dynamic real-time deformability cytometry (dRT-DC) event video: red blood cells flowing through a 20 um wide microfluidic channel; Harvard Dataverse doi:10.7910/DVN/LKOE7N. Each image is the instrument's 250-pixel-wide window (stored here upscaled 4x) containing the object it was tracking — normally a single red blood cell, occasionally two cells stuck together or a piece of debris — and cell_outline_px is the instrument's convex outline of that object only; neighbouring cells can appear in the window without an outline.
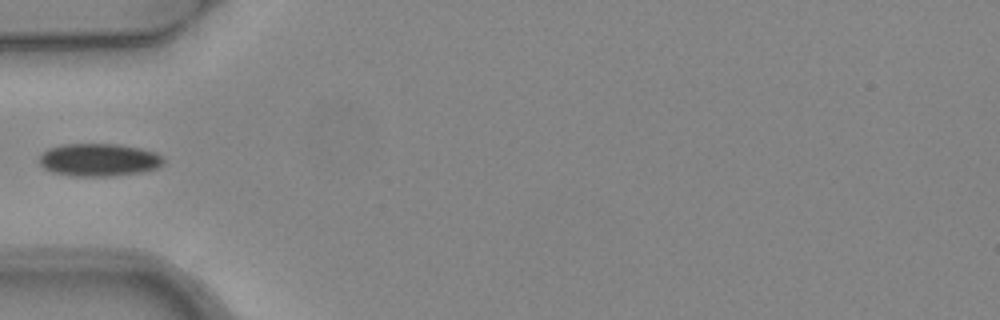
{"species": "common noctule bat (a hibernating species)", "species_latin": "Nyctalus noctula", "temperature_condition": "warm", "stored_images_in_passage": 5, "camera_frame_rate_fps": 3000, "um_per_image_px": 0.085, "animal": {"sex": "female", "body_mass_g": 24.6, "forearm_length_mm": 56.2}, "frame": {"image": 1, "passage_image": 4, "time_ms": 1.0, "image_size_px": [1000, 320], "cell_outline_px": [[164, 164], [156, 168], [144, 172], [112, 176], [68, 176], [52, 172], [44, 168], [40, 164], [40, 156], [48, 148], [60, 144], [120, 144], [140, 148], [156, 152], [164, 156]], "centroid_in_image_um": [8.44, 13.59], "position_along_channel_um": 76.6, "area_um2": 24.04}}
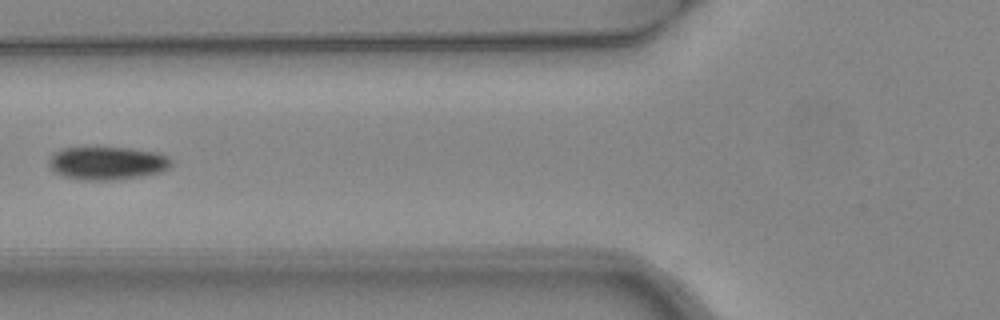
{"frame": {"image": 2, "passage_image": 5, "time_ms": 1.333, "image_size_px": [1000, 320], "cell_outline_px": [[172, 164], [168, 168], [160, 172], [140, 176], [112, 180], [84, 180], [64, 176], [56, 172], [48, 164], [48, 160], [56, 152], [64, 148], [96, 144], [132, 148], [160, 152], [168, 156], [172, 160]], "centroid_in_image_um": [9.13, 13.8], "position_along_channel_um": 116.7, "area_um2": 24.45}}